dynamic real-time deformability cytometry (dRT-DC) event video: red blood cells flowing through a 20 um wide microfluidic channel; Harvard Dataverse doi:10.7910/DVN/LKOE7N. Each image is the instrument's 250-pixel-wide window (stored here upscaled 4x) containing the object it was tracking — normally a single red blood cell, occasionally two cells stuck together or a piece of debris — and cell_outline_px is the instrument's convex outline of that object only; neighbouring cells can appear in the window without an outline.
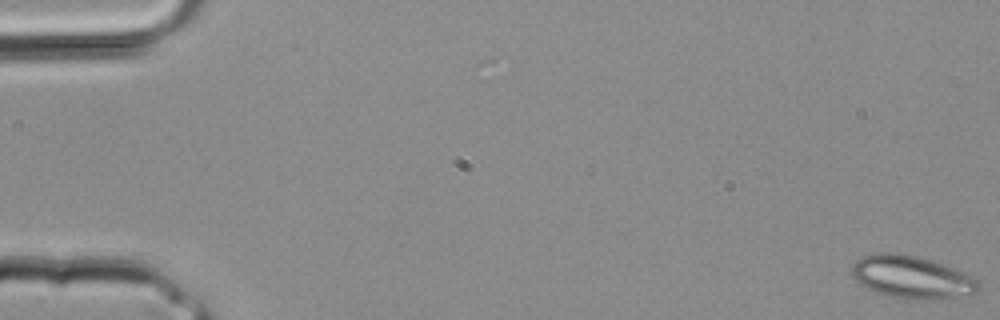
{"species": "common noctule bat (a hibernating species)", "species_latin": "Nyctalus noctula", "temperature_condition": "room temperature", "stored_images_in_passage": 4, "camera_frame_rate_fps": 3000, "um_per_image_px": 0.085, "animal": {"sex": "male", "body_mass_g": 20.4}, "frame": {"image": 1, "passage_image": 1, "time_ms": 0.0, "image_size_px": [1000, 320], "cell_outline_px": [[980, 288], [972, 296], [920, 300], [904, 300], [868, 288], [856, 280], [852, 276], [852, 264], [860, 256], [876, 252], [896, 252], [916, 256], [964, 272], [972, 276], [980, 284]], "centroid_in_image_um": [77.51, 23.56], "position_along_channel_um": 7.5, "area_um2": 31.56}}